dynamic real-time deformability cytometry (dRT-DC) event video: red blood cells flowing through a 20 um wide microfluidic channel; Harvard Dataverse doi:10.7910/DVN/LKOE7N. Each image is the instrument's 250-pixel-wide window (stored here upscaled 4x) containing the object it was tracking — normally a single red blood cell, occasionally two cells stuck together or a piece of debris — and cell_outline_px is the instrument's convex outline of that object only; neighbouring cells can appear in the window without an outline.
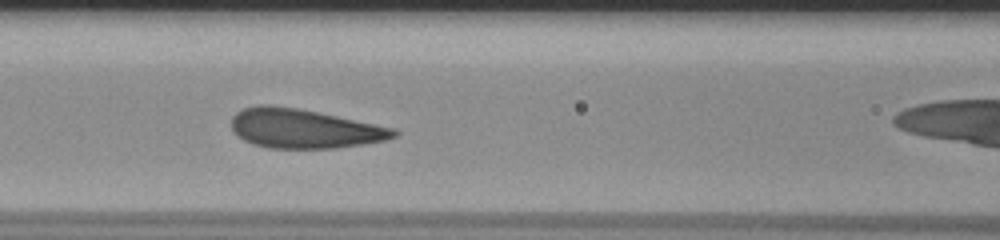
{"species": "human", "species_latin": "Homo sapiens", "temperature_condition": "room temperature", "stored_images_in_passage": 41, "camera_frame_rate_fps": 3000, "um_per_image_px": 0.085, "donor": {"sex": "male"}, "frame": {"image": 1, "passage_image": 20, "time_ms": 6.333, "image_size_px": [1000, 240], "cell_outline_px": [[400, 132], [396, 136], [384, 140], [336, 148], [268, 148], [252, 144], [244, 140], [232, 128], [232, 116], [236, 112], [244, 108], [260, 104], [268, 104], [296, 108], [396, 128]], "centroid_in_image_um": [25.83, 10.93], "position_along_channel_um": 140.8, "area_um2": 36.82}}
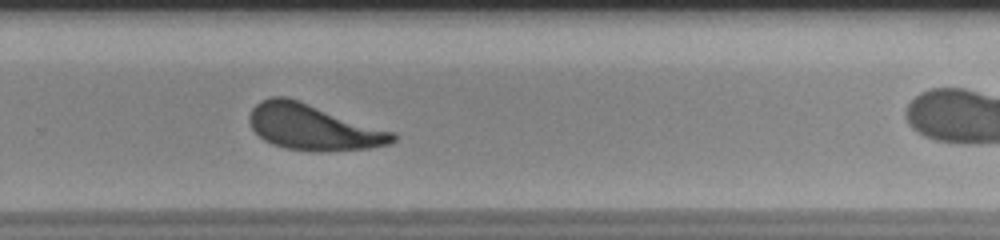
{"frame": {"image": 2, "passage_image": 33, "time_ms": 10.667, "image_size_px": [1000, 240], "cell_outline_px": [[396, 140], [392, 144], [368, 148], [324, 152], [316, 152], [284, 148], [272, 144], [264, 140], [252, 128], [248, 120], [248, 116], [252, 108], [260, 100], [272, 96], [284, 96], [300, 100], [396, 132]], "centroid_in_image_um": [26.64, 10.81], "position_along_channel_um": 303.2, "area_um2": 38.78}}
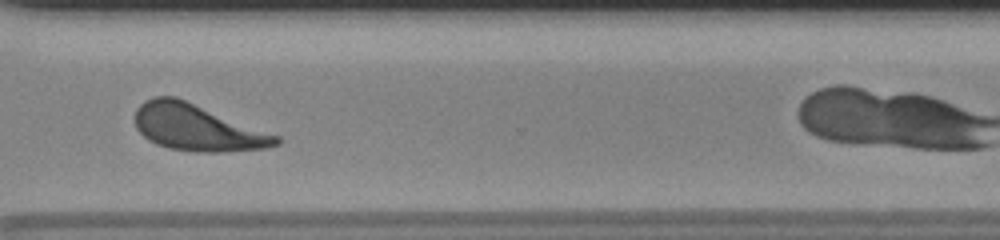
{"frame": {"image": 3, "passage_image": 37, "time_ms": 12.0, "image_size_px": [1000, 240], "cell_outline_px": [[280, 144], [268, 148], [220, 152], [196, 152], [168, 148], [156, 144], [148, 140], [136, 128], [136, 108], [144, 100], [152, 96], [176, 96], [280, 136]], "centroid_in_image_um": [16.76, 10.84], "position_along_channel_um": 353.8, "area_um2": 38.38}}